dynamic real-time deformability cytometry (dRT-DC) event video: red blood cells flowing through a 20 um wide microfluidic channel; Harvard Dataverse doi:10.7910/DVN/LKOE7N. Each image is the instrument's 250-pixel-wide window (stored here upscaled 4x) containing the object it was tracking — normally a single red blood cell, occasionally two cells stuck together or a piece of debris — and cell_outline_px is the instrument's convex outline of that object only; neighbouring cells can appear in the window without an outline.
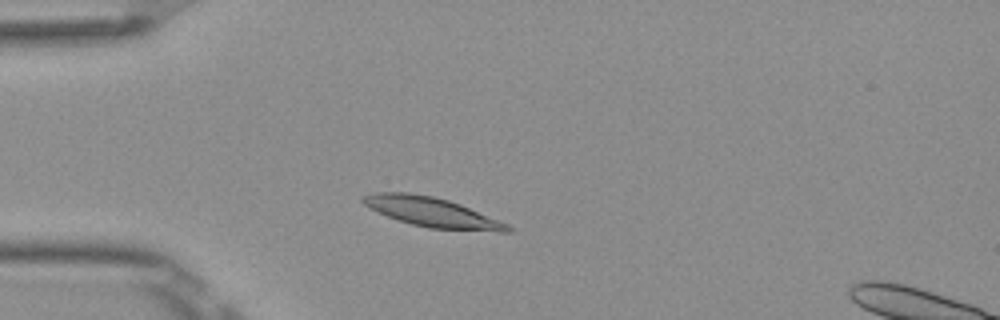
{"species": "Egyptian fruit bat (a non-hibernating species)", "species_latin": "Rousettus aegyptiacus", "temperature_condition": "room temperature", "stored_images_in_passage": 46, "camera_frame_rate_fps": 3000, "um_per_image_px": 0.085, "frame": {"image": 1, "passage_image": 8, "time_ms": 2.333, "image_size_px": [1000, 320], "cell_outline_px": [[512, 232], [500, 232], [428, 228], [412, 224], [388, 216], [368, 208], [360, 200], [360, 196], [376, 192], [408, 192], [432, 196], [448, 200], [460, 204], [508, 224], [512, 228]], "centroid_in_image_um": [36.7, 18.03], "position_along_channel_um": 48.3, "area_um2": 24.85}}
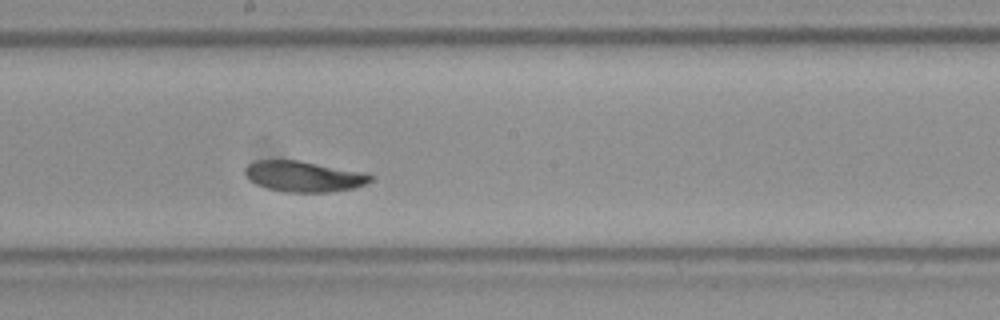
{"frame": {"image": 2, "passage_image": 23, "time_ms": 7.333, "image_size_px": [1000, 320], "cell_outline_px": [[376, 176], [372, 180], [364, 184], [352, 188], [328, 192], [284, 192], [268, 188], [256, 184], [244, 172], [244, 168], [248, 164], [256, 160], [300, 160], [368, 172]], "centroid_in_image_um": [25.88, 14.98], "position_along_channel_um": 222.3, "area_um2": 22.66}}
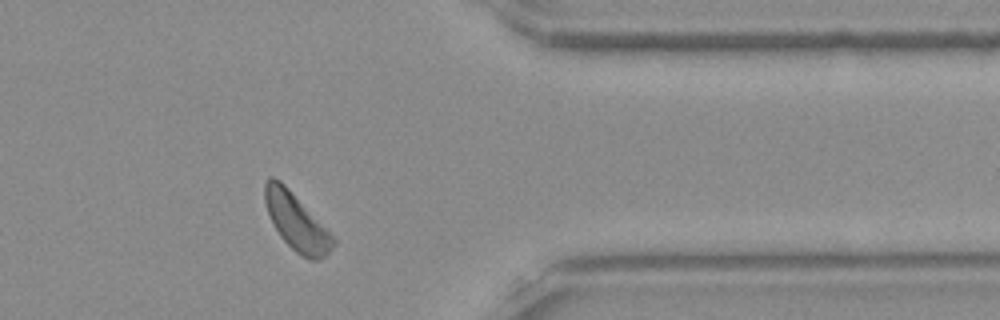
{"frame": {"image": 3, "passage_image": 37, "time_ms": 12.0, "image_size_px": [1000, 320], "cell_outline_px": [[336, 244], [320, 260], [308, 260], [296, 252], [280, 236], [268, 212], [264, 200], [264, 184], [268, 176], [272, 176], [280, 180], [288, 188], [336, 240]], "centroid_in_image_um": [25.18, 18.86], "position_along_channel_um": 386.2, "area_um2": 22.02}, "authors_computed_cell_mechanics": {"area_um2": 23.12, "velocity_mm_per_s": 3.8192, "shape_relaxation_time_tau1_ms": 1.8213, "shape_relaxation_time_tau2_ms": null, "deformation_change_tau1": 0.1215, "deformation_change_tau2": null}}